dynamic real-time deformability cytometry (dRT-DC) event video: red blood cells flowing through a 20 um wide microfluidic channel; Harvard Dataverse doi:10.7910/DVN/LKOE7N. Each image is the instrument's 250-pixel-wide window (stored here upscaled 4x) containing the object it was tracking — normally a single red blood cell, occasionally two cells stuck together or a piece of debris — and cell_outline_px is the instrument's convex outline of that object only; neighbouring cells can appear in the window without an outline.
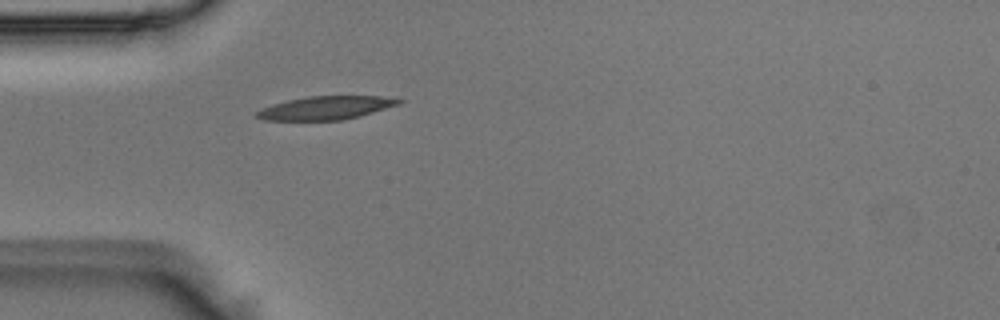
{"species": "Egyptian fruit bat (a non-hibernating species)", "species_latin": "Rousettus aegyptiacus", "temperature_condition": "room temperature", "stored_images_in_passage": 29, "camera_frame_rate_fps": 3000, "um_per_image_px": 0.085, "animal": {"sex": "male"}, "frame": {"image": 1, "passage_image": 1, "time_ms": 0.0, "image_size_px": [1000, 320], "cell_outline_px": [[404, 100], [400, 104], [360, 116], [344, 120], [264, 120], [256, 116], [256, 112], [260, 108], [288, 100], [308, 96], [380, 96]], "centroid_in_image_um": [27.7, 9.17], "position_along_channel_um": 57.3, "area_um2": 19.25}}
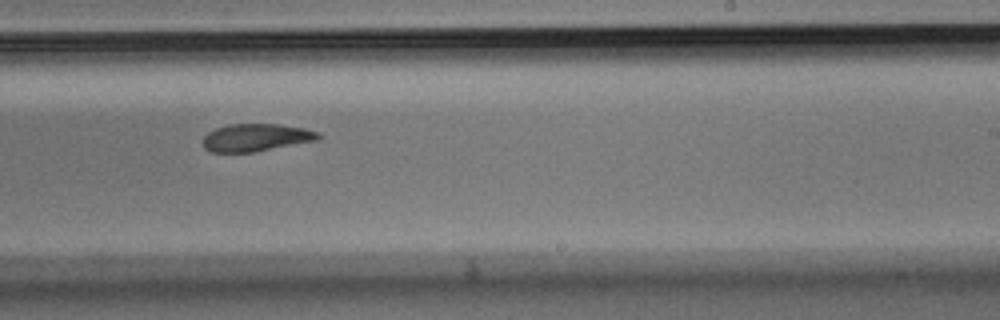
{"frame": {"image": 2, "passage_image": 17, "time_ms": 5.333, "image_size_px": [1000, 320], "cell_outline_px": [[320, 136], [316, 140], [256, 152], [212, 152], [204, 148], [204, 136], [208, 132], [216, 128], [228, 124], [276, 124], [304, 128], [316, 132]], "centroid_in_image_um": [21.72, 11.69], "position_along_channel_um": 267.3, "area_um2": 18.32}}
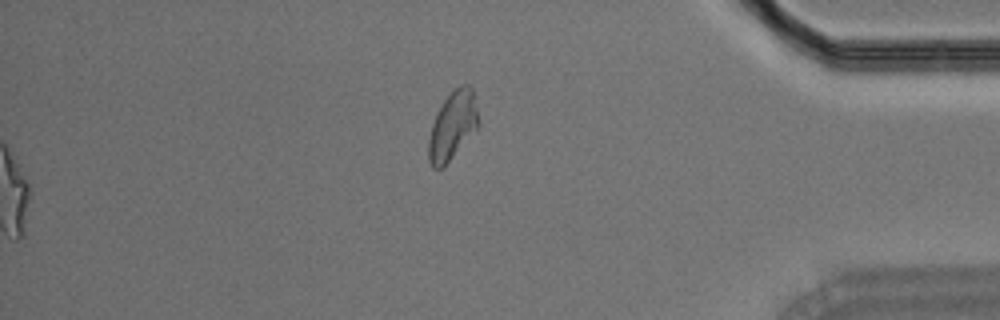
{"frame": {"image": 3, "passage_image": 29, "time_ms": 9.333, "image_size_px": [1000, 320], "cell_outline_px": [[480, 124], [444, 168], [432, 168], [428, 160], [428, 140], [432, 124], [444, 100], [460, 84], [468, 84], [472, 88], [480, 120]], "centroid_in_image_um": [38.48, 10.71], "position_along_channel_um": 396.7, "area_um2": 19.77}}